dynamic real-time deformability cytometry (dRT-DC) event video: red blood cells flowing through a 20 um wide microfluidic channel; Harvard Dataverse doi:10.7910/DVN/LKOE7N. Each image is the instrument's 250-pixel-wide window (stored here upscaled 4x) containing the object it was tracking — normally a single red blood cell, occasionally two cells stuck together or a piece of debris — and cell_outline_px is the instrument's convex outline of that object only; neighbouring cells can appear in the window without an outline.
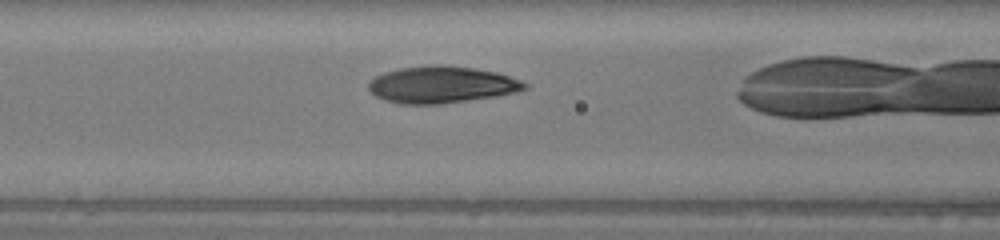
{"species": "human", "species_latin": "Homo sapiens", "temperature_condition": "warm", "stored_images_in_passage": 28, "camera_frame_rate_fps": 3000, "um_per_image_px": 0.085, "donor": {"sex": "female"}, "frame": {"image": 1, "passage_image": 9, "time_ms": 2.667, "image_size_px": [1000, 240], "cell_outline_px": [[528, 88], [516, 92], [492, 96], [440, 104], [404, 104], [384, 100], [376, 96], [368, 88], [368, 84], [376, 76], [384, 72], [400, 68], [436, 64], [440, 64], [472, 68], [496, 72], [520, 80], [528, 84]], "centroid_in_image_um": [37.52, 7.19], "position_along_channel_um": 129.1, "area_um2": 33.12}}
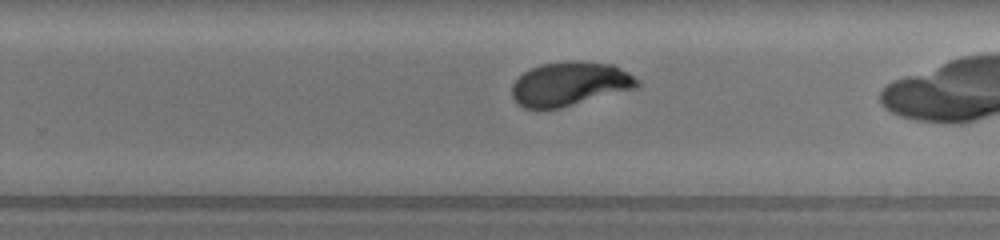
{"frame": {"image": 2, "passage_image": 20, "time_ms": 6.333, "image_size_px": [1000, 240], "cell_outline_px": [[640, 88], [560, 108], [524, 108], [512, 96], [512, 84], [524, 72], [540, 64], [572, 60], [580, 60], [612, 64], [628, 72], [640, 80]], "centroid_in_image_um": [48.5, 7.12], "position_along_channel_um": 281.3, "area_um2": 32.37}}
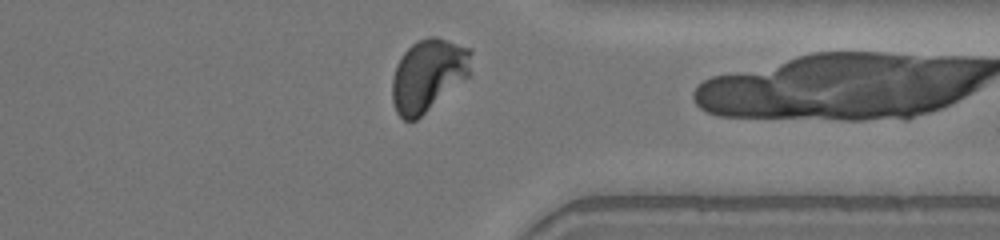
{"frame": {"image": 3, "passage_image": 27, "time_ms": 8.667, "image_size_px": [1000, 240], "cell_outline_px": [[472, 72], [464, 80], [416, 120], [404, 120], [396, 112], [392, 100], [392, 76], [396, 64], [404, 52], [412, 44], [428, 36], [436, 36], [472, 48]], "centroid_in_image_um": [36.41, 6.36], "position_along_channel_um": 375.0, "area_um2": 33.47}}